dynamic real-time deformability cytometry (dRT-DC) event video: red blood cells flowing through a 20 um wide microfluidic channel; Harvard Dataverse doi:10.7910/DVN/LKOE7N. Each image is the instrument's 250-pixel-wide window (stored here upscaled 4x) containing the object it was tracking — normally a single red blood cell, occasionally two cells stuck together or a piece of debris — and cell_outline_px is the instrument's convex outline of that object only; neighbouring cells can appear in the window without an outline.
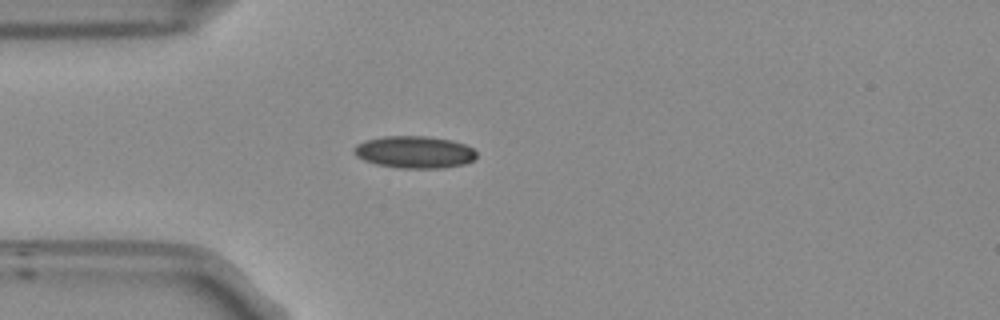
{"species": "Egyptian fruit bat (a non-hibernating species)", "species_latin": "Rousettus aegyptiacus", "temperature_condition": "room temperature", "stored_images_in_passage": 40, "camera_frame_rate_fps": 3000, "um_per_image_px": 0.085, "frame": {"image": 1, "passage_image": 1, "time_ms": 0.0, "image_size_px": [1000, 320], "cell_outline_px": [[476, 160], [464, 164], [440, 168], [400, 168], [376, 164], [364, 160], [356, 156], [352, 152], [352, 148], [356, 144], [364, 140], [384, 136], [424, 136], [452, 140], [464, 144], [472, 148], [476, 152]], "centroid_in_image_um": [35.2, 12.92], "position_along_channel_um": 49.8, "area_um2": 23.12}}
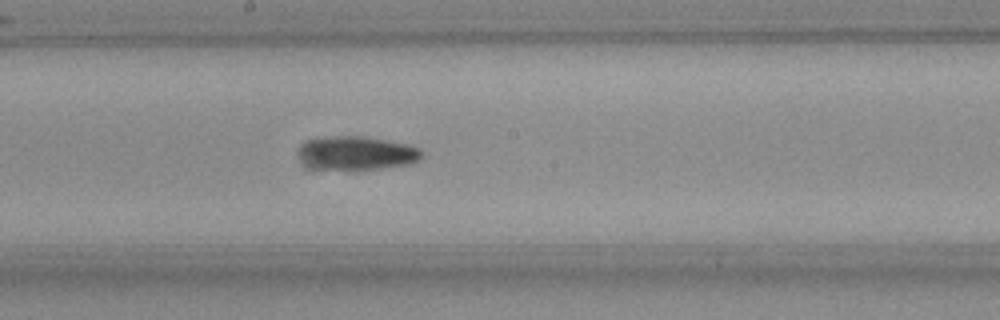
{"frame": {"image": 2, "passage_image": 15, "time_ms": 4.667, "image_size_px": [1000, 320], "cell_outline_px": [[420, 156], [412, 164], [360, 172], [316, 168], [312, 164], [304, 152], [304, 144], [320, 136], [364, 136], [388, 140], [420, 148]], "centroid_in_image_um": [30.49, 13.04], "position_along_channel_um": 217.7, "area_um2": 23.7}}
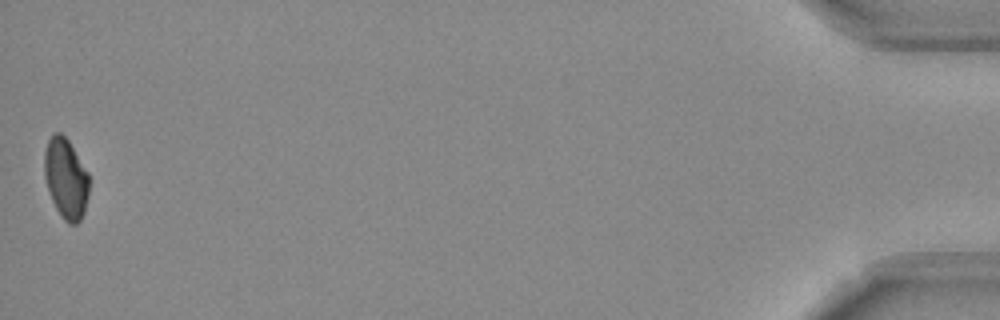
{"frame": {"image": 3, "passage_image": 40, "time_ms": 13.0, "image_size_px": [1000, 320], "cell_outline_px": [[88, 196], [84, 212], [80, 220], [76, 224], [68, 224], [64, 220], [56, 208], [52, 200], [44, 176], [44, 152], [48, 140], [56, 132], [60, 132], [68, 140], [88, 172]], "centroid_in_image_um": [5.59, 15.18], "position_along_channel_um": 429.6, "area_um2": 20.75}, "authors_computed_cell_mechanics": {"area_um2": 21.8773, "velocity_mm_per_s": 3.764, "shape_relaxation_time_tau1_ms": null, "shape_relaxation_time_tau2_ms": 5.0851, "deformation_change_tau1": null, "deformation_change_tau2": 0.1009}}